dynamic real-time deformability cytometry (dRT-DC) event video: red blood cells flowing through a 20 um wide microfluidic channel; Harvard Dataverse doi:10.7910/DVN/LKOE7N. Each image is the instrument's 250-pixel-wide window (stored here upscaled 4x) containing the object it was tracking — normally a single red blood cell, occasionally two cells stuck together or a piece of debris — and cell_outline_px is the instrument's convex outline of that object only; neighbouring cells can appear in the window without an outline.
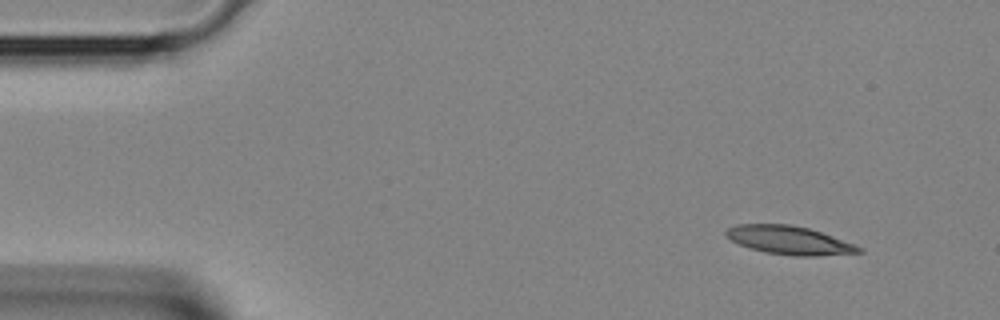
{"species": "Egyptian fruit bat (a non-hibernating species)", "species_latin": "Rousettus aegyptiacus", "temperature_condition": "room temperature", "stored_images_in_passage": 39, "camera_frame_rate_fps": 3000, "um_per_image_px": 0.085, "animal": {"sex": "female"}, "frame": {"image": 1, "passage_image": 3, "time_ms": 0.667, "image_size_px": [1000, 320], "cell_outline_px": [[864, 252], [820, 256], [796, 256], [764, 252], [740, 244], [724, 236], [724, 232], [728, 228], [736, 224], [792, 224], [808, 228], [856, 244], [864, 248]], "centroid_in_image_um": [67.12, 20.42], "position_along_channel_um": 17.9, "area_um2": 22.08}}
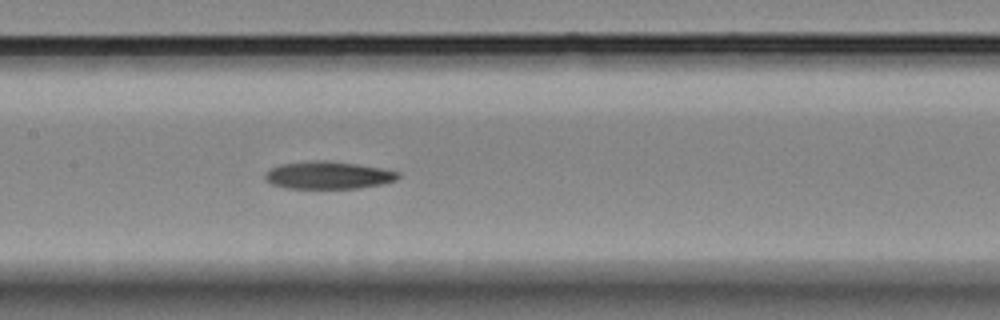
{"frame": {"image": 2, "passage_image": 18, "time_ms": 5.667, "image_size_px": [1000, 320], "cell_outline_px": [[400, 176], [396, 180], [380, 184], [356, 188], [284, 188], [272, 184], [264, 176], [264, 172], [280, 164], [316, 160], [328, 160], [356, 164], [380, 168], [400, 172]], "centroid_in_image_um": [27.88, 14.88], "position_along_channel_um": 179.5, "area_um2": 21.21}}
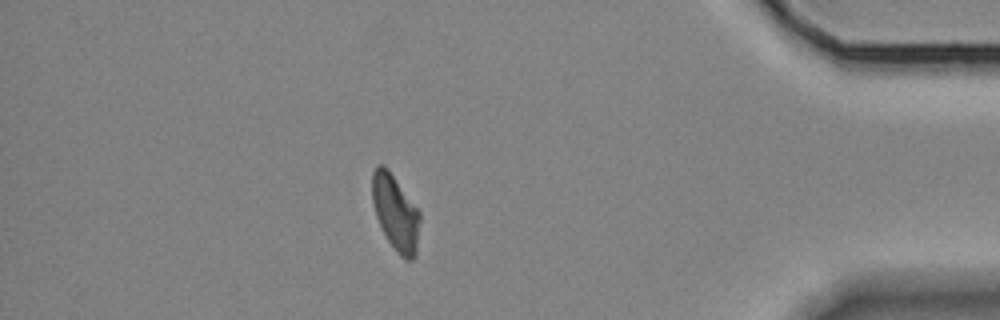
{"frame": {"image": 3, "passage_image": 34, "time_ms": 11.0, "image_size_px": [1000, 320], "cell_outline_px": [[420, 220], [416, 256], [412, 260], [404, 260], [400, 256], [388, 240], [376, 216], [372, 200], [372, 172], [376, 164], [384, 164], [388, 168], [420, 212]], "centroid_in_image_um": [33.62, 18.06], "position_along_channel_um": 401.6, "area_um2": 21.04}}